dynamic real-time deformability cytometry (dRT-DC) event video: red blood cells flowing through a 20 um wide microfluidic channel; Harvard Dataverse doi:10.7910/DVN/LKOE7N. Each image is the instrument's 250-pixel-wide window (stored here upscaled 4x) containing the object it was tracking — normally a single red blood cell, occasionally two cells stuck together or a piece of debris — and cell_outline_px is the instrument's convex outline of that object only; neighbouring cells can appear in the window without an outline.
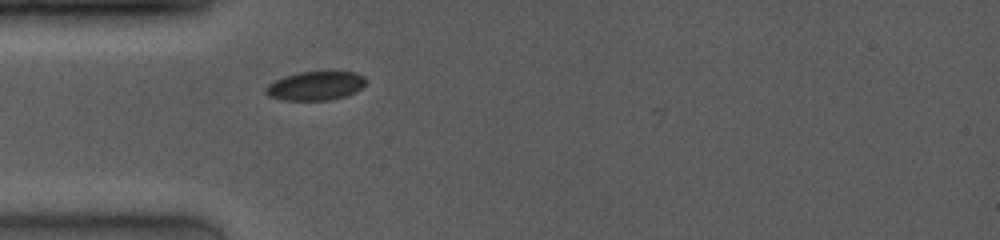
{"species": "common noctule bat (a hibernating species)", "species_latin": "Nyctalus noctula", "temperature_condition": "room temperature", "stored_images_in_passage": 3, "camera_frame_rate_fps": 4000, "um_per_image_px": 0.085, "animal": {"sex": "female", "body_mass_g": 19.0, "forearm_length_mm": 53.3}, "frame": {"image": 1, "passage_image": 2, "time_ms": 0.25, "image_size_px": [1000, 240], "cell_outline_px": [[364, 84], [356, 92], [344, 96], [328, 100], [280, 100], [268, 96], [264, 92], [264, 88], [268, 84], [284, 76], [300, 72], [356, 72], [364, 76]], "centroid_in_image_um": [26.76, 7.3], "position_along_channel_um": 58.2, "area_um2": 16.76}}